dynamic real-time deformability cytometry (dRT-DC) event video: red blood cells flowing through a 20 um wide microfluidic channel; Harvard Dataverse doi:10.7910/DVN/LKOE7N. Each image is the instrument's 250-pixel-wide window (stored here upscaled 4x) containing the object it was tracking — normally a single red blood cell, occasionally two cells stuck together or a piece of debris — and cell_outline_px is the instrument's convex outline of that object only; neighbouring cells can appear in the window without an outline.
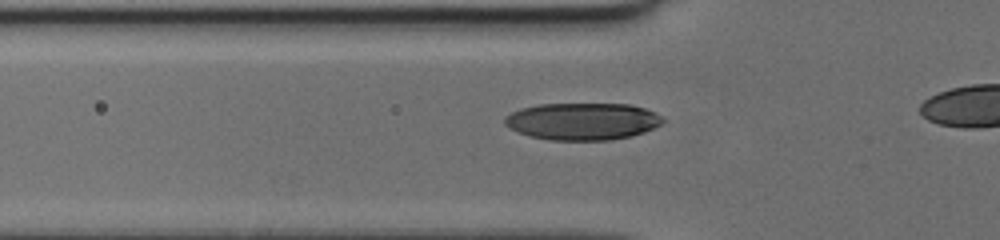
{"species": "human", "species_latin": "Homo sapiens", "temperature_condition": "cold", "stored_images_in_passage": 31, "camera_frame_rate_fps": 3000, "um_per_image_px": 0.085, "donor": {"sex": "female"}, "frame": {"image": 1, "passage_image": 7, "time_ms": 2.0, "image_size_px": [1000, 240], "cell_outline_px": [[664, 120], [660, 124], [644, 132], [632, 136], [608, 140], [548, 140], [532, 136], [520, 132], [504, 124], [504, 116], [520, 108], [540, 104], [628, 104], [644, 108], [660, 116]], "centroid_in_image_um": [49.49, 10.31], "position_along_channel_um": 76.3, "area_um2": 33.93}}
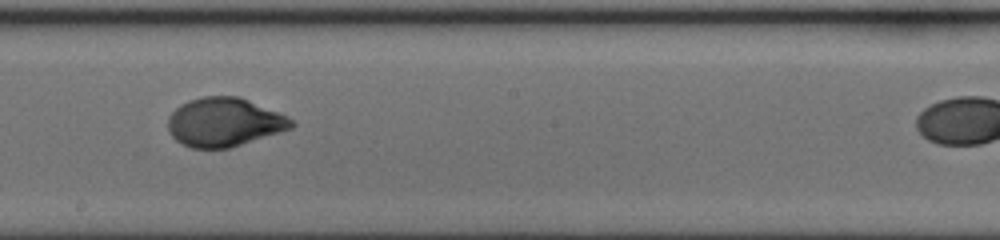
{"frame": {"image": 2, "passage_image": 18, "time_ms": 5.667, "image_size_px": [1000, 240], "cell_outline_px": [[296, 124], [292, 128], [228, 148], [192, 148], [176, 140], [168, 132], [168, 116], [180, 104], [188, 100], [204, 96], [240, 96], [288, 116]], "centroid_in_image_um": [19.05, 10.37], "position_along_channel_um": 229.2, "area_um2": 35.03}}
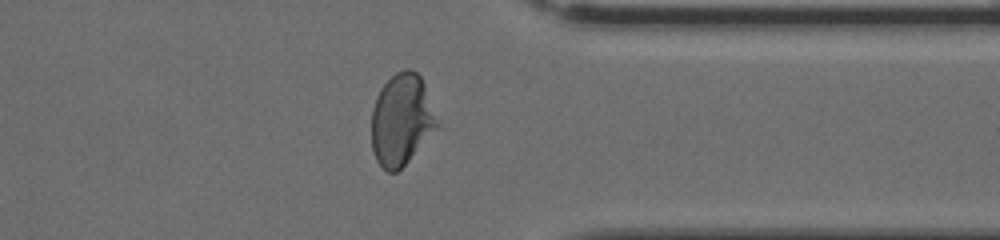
{"frame": {"image": 3, "passage_image": 29, "time_ms": 9.333, "image_size_px": [1000, 240], "cell_outline_px": [[440, 128], [396, 172], [388, 172], [376, 160], [372, 148], [372, 108], [376, 96], [380, 88], [396, 72], [404, 68], [408, 68], [416, 72], [420, 76], [424, 84]], "centroid_in_image_um": [34.13, 10.17], "position_along_channel_um": 377.3, "area_um2": 34.85}}